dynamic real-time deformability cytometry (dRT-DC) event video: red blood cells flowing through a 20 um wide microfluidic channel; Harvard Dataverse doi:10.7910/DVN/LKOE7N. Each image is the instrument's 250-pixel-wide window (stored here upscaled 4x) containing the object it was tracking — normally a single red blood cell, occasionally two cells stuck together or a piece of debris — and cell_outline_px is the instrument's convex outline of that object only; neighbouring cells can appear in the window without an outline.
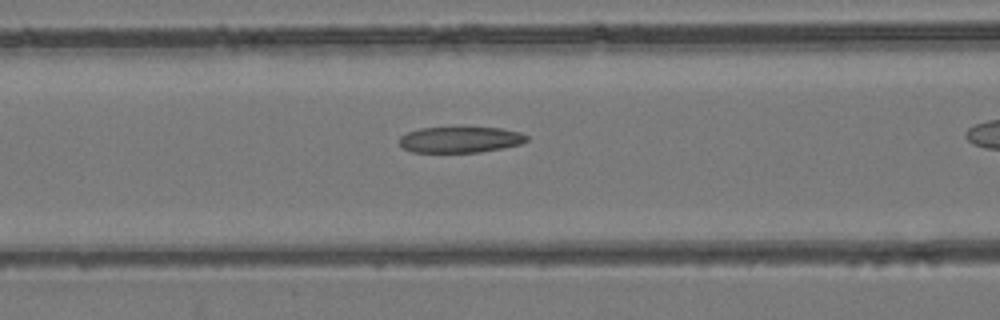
{"species": "common noctule bat (a hibernating species)", "species_latin": "Nyctalus noctula", "temperature_condition": "room temperature", "stored_images_in_passage": 31, "camera_frame_rate_fps": 3000, "um_per_image_px": 0.085, "animal": {"sex": "female", "body_mass_g": 24.6, "forearm_length_mm": 56.2}, "frame": {"image": 1, "passage_image": 13, "time_ms": 4.0, "image_size_px": [1000, 320], "cell_outline_px": [[528, 140], [520, 144], [480, 152], [412, 152], [404, 148], [400, 144], [400, 136], [408, 132], [420, 128], [500, 128], [520, 132], [528, 136]], "centroid_in_image_um": [39.12, 11.87], "position_along_channel_um": 127.5, "area_um2": 19.02}}
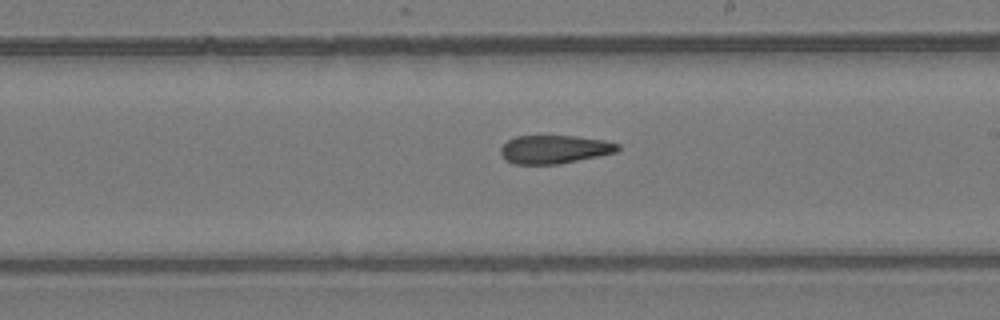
{"frame": {"image": 2, "passage_image": 21, "time_ms": 6.667, "image_size_px": [1000, 320], "cell_outline_px": [[620, 148], [616, 152], [556, 164], [512, 164], [504, 160], [500, 152], [500, 148], [508, 140], [516, 136], [576, 136], [604, 140], [620, 144]], "centroid_in_image_um": [47.09, 12.69], "position_along_channel_um": 241.9, "area_um2": 19.25}}
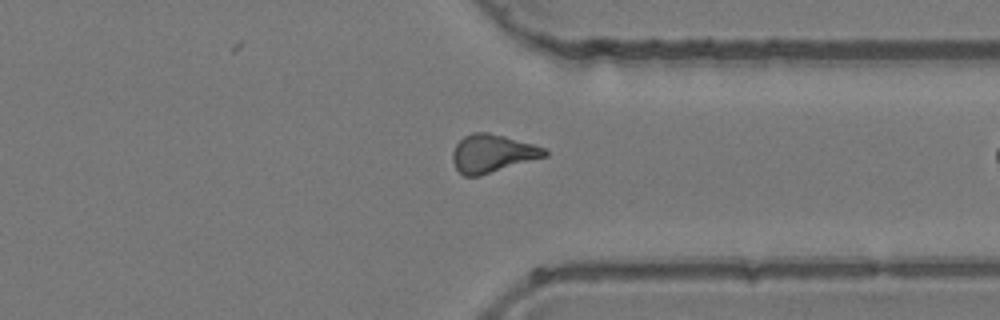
{"frame": {"image": 3, "passage_image": 30, "time_ms": 9.667, "image_size_px": [1000, 320], "cell_outline_px": [[548, 156], [480, 176], [464, 176], [456, 168], [452, 160], [452, 152], [456, 144], [464, 136], [472, 132], [488, 132], [504, 136], [532, 144], [544, 148], [548, 152]], "centroid_in_image_um": [41.84, 13.05], "position_along_channel_um": 369.6, "area_um2": 20.4}}